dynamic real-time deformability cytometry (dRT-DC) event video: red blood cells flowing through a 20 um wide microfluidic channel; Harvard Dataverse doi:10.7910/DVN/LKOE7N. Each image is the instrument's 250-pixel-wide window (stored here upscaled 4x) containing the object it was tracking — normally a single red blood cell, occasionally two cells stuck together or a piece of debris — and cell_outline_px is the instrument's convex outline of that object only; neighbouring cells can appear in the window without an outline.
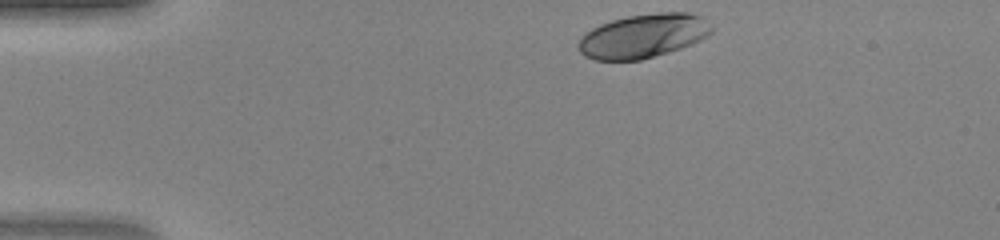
{"species": "human", "species_latin": "Homo sapiens", "temperature_condition": "warm", "stored_images_in_passage": 32, "camera_frame_rate_fps": 3000, "um_per_image_px": 0.085, "donor": {"sex": "female"}, "frame": {"image": 1, "passage_image": 1, "time_ms": 0.0, "image_size_px": [1000, 240], "cell_outline_px": [[712, 32], [708, 36], [692, 44], [668, 52], [640, 60], [596, 60], [584, 56], [580, 52], [576, 44], [580, 36], [592, 28], [600, 24], [612, 20], [628, 16], [660, 12], [688, 12], [700, 16], [712, 28]], "centroid_in_image_um": [54.63, 3.06], "position_along_channel_um": 30.4, "area_um2": 34.1}}
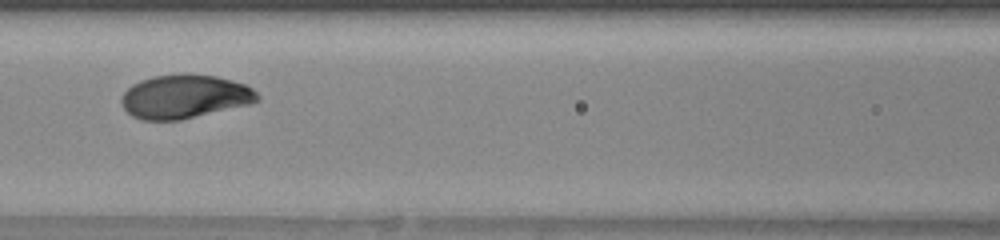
{"frame": {"image": 2, "passage_image": 14, "time_ms": 4.333, "image_size_px": [1000, 240], "cell_outline_px": [[260, 100], [248, 104], [180, 120], [140, 120], [132, 116], [124, 108], [120, 100], [120, 96], [132, 84], [140, 80], [152, 76], [180, 72], [188, 72], [216, 76], [244, 84], [252, 88], [260, 96]], "centroid_in_image_um": [15.65, 8.18], "position_along_channel_um": 150.9, "area_um2": 34.97}}
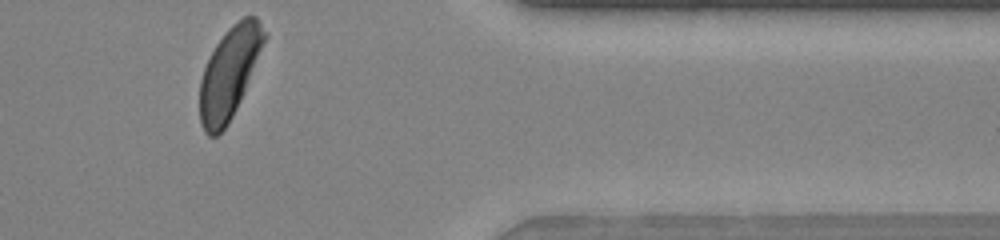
{"frame": {"image": 3, "passage_image": 32, "time_ms": 10.333, "image_size_px": [1000, 240], "cell_outline_px": [[268, 36], [240, 100], [228, 124], [216, 136], [208, 136], [204, 132], [200, 124], [200, 80], [204, 68], [216, 44], [228, 28], [232, 24], [244, 16], [256, 16], [260, 20]], "centroid_in_image_um": [19.51, 6.17], "position_along_channel_um": 391.9, "area_um2": 34.04}}